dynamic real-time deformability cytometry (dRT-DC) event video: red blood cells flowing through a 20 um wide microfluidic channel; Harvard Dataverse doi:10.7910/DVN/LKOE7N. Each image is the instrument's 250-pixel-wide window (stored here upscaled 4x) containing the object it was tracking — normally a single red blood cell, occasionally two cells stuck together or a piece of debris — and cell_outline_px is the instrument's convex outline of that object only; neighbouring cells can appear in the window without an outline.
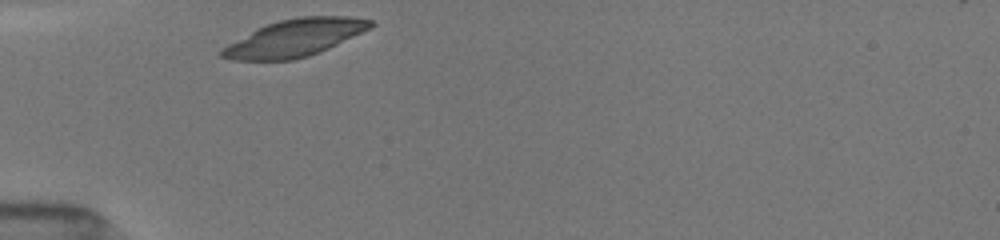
{"species": "common noctule bat (a hibernating species)", "species_latin": "Nyctalus noctula", "temperature_condition": "room temperature", "stored_images_in_passage": 29, "camera_frame_rate_fps": 3000, "um_per_image_px": 0.085, "animal": {"sex": "female", "body_mass_g": 19.5, "forearm_length_mm": 54.1}, "frame": {"image": 1, "passage_image": 1, "time_ms": 0.0, "image_size_px": [1000, 240], "cell_outline_px": [[376, 24], [372, 28], [320, 52], [308, 56], [292, 60], [232, 60], [220, 56], [220, 52], [228, 44], [256, 28], [280, 20], [300, 16], [348, 16], [372, 20]], "centroid_in_image_um": [25.1, 3.21], "position_along_channel_um": 59.9, "area_um2": 32.08}}
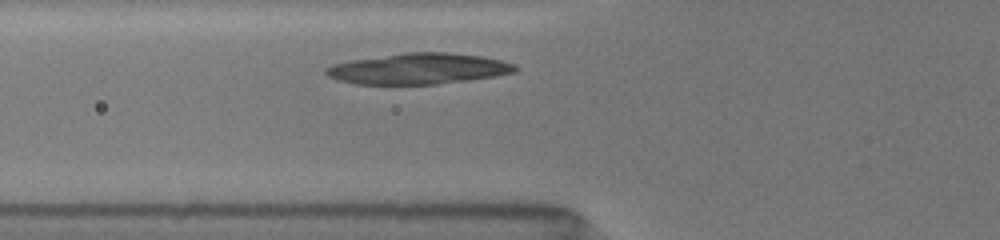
{"frame": {"image": 2, "passage_image": 4, "time_ms": 1.0, "image_size_px": [1000, 240], "cell_outline_px": [[520, 68], [516, 72], [468, 80], [436, 84], [356, 84], [336, 80], [328, 76], [324, 72], [324, 68], [332, 64], [352, 60], [404, 52], [448, 52], [480, 56], [500, 60], [516, 64]], "centroid_in_image_um": [35.55, 5.84], "position_along_channel_um": 90.2, "area_um2": 34.1}}
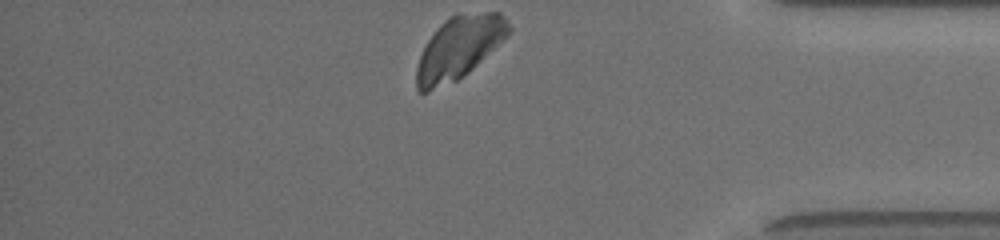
{"frame": {"image": 3, "passage_image": 29, "time_ms": 9.333, "image_size_px": [1000, 240], "cell_outline_px": [[512, 32], [508, 36], [468, 72], [456, 80], [428, 92], [420, 92], [416, 88], [416, 68], [420, 56], [428, 40], [436, 28], [440, 24], [456, 12], [500, 12], [504, 16], [512, 28]], "centroid_in_image_um": [39.03, 4.02], "position_along_channel_um": 396.2, "area_um2": 33.64}}